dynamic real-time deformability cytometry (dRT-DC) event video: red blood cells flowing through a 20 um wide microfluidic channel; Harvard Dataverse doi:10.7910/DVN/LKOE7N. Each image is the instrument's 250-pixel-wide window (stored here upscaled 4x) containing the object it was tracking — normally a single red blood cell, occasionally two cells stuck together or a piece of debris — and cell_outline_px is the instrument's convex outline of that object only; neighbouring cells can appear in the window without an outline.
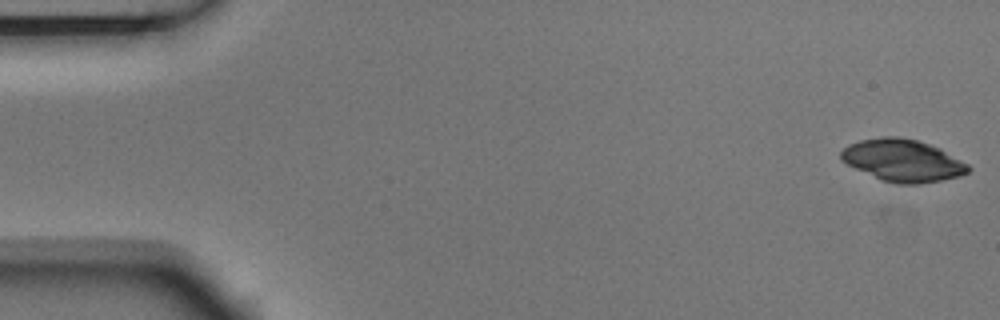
{"species": "Egyptian fruit bat (a non-hibernating species)", "species_latin": "Rousettus aegyptiacus", "temperature_condition": "room temperature", "stored_images_in_passage": 4, "camera_frame_rate_fps": 3000, "um_per_image_px": 0.085, "animal": {"sex": "male"}, "frame": {"image": 1, "passage_image": 1, "time_ms": 0.0, "image_size_px": [1000, 320], "cell_outline_px": [[972, 168], [968, 172], [960, 176], [940, 180], [916, 184], [896, 184], [880, 180], [840, 160], [840, 152], [848, 144], [860, 140], [880, 136], [900, 136], [916, 140], [940, 148], [968, 164]], "centroid_in_image_um": [76.72, 13.63], "position_along_channel_um": 8.3, "area_um2": 31.27}}
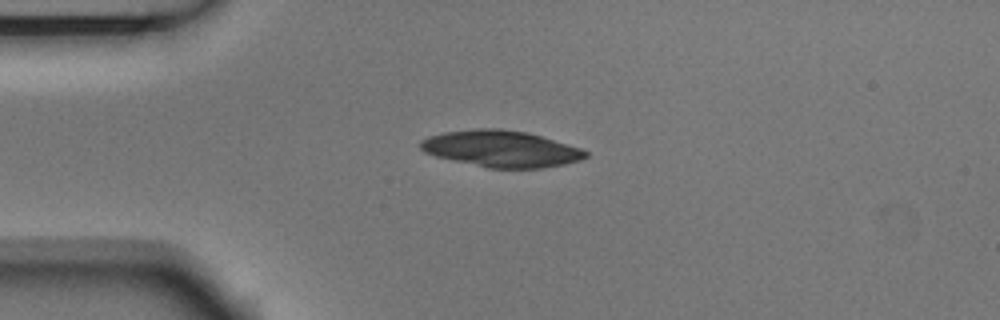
{"frame": {"image": 2, "passage_image": 4, "time_ms": 1.0, "image_size_px": [1000, 320], "cell_outline_px": [[588, 156], [580, 160], [564, 164], [540, 168], [488, 168], [436, 156], [424, 152], [420, 148], [420, 140], [428, 136], [444, 132], [476, 128], [500, 128], [524, 132], [540, 136], [580, 148], [588, 152]], "centroid_in_image_um": [42.57, 12.64], "position_along_channel_um": 42.4, "area_um2": 34.85}}